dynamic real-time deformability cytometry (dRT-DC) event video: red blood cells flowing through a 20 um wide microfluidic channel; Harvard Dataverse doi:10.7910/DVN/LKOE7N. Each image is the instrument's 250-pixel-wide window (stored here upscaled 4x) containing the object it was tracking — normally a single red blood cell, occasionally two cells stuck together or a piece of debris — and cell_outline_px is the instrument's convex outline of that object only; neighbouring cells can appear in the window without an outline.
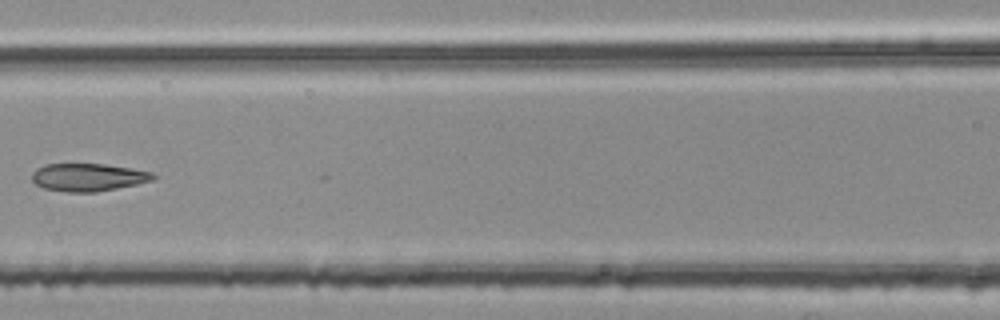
{"species": "common noctule bat (a hibernating species)", "species_latin": "Nyctalus noctula", "temperature_condition": "room temperature", "stored_images_in_passage": 5, "segment_of_instrument_passage": [2, 2], "camera_frame_rate_fps": 3000, "um_per_image_px": 0.085, "animal": {"sex": "female", "body_mass_g": 25.1}, "frame": {"image": 1, "passage_image": 5, "time_ms": 1.333, "image_size_px": [1000, 320], "cell_outline_px": [[156, 176], [152, 180], [136, 184], [96, 192], [68, 192], [44, 188], [36, 184], [32, 180], [32, 172], [36, 168], [44, 164], [104, 164], [152, 172]], "centroid_in_image_um": [7.45, 15.06], "position_along_channel_um": 159.2, "area_um2": 19.42}}